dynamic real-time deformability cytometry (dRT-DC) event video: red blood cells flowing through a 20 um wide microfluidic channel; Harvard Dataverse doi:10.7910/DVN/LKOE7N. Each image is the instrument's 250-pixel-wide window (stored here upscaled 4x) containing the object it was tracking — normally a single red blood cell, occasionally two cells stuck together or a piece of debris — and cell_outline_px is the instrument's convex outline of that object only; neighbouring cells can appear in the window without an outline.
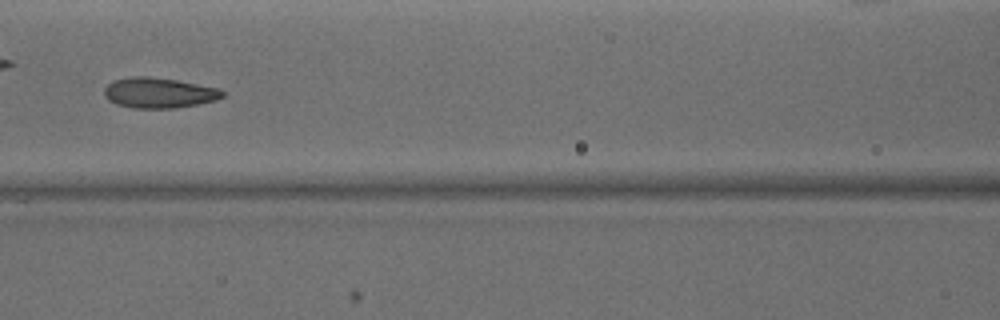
{"species": "common noctule bat (a hibernating species)", "species_latin": "Nyctalus noctula", "temperature_condition": "warm", "stored_images_in_passage": 27, "camera_frame_rate_fps": 3000, "um_per_image_px": 0.085, "animal": {"sex": "male", "body_mass_g": 15.6}, "frame": {"image": 1, "passage_image": 19, "time_ms": 6.0, "image_size_px": [1000, 320], "cell_outline_px": [[224, 96], [216, 100], [196, 104], [172, 108], [132, 108], [116, 104], [108, 100], [104, 96], [104, 88], [112, 80], [132, 76], [148, 76], [176, 80], [220, 88], [224, 92]], "centroid_in_image_um": [13.48, 7.88], "position_along_channel_um": 153.1, "area_um2": 20.98}}
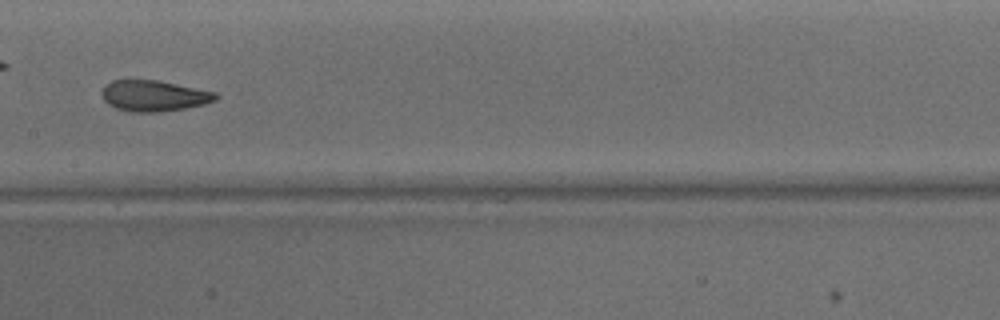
{"frame": {"image": 2, "passage_image": 22, "time_ms": 7.0, "image_size_px": [1000, 320], "cell_outline_px": [[220, 96], [216, 100], [204, 104], [184, 108], [160, 112], [132, 112], [116, 108], [108, 104], [104, 100], [100, 92], [112, 80], [160, 80], [216, 92]], "centroid_in_image_um": [13.1, 8.14], "position_along_channel_um": 194.3, "area_um2": 20.58}}